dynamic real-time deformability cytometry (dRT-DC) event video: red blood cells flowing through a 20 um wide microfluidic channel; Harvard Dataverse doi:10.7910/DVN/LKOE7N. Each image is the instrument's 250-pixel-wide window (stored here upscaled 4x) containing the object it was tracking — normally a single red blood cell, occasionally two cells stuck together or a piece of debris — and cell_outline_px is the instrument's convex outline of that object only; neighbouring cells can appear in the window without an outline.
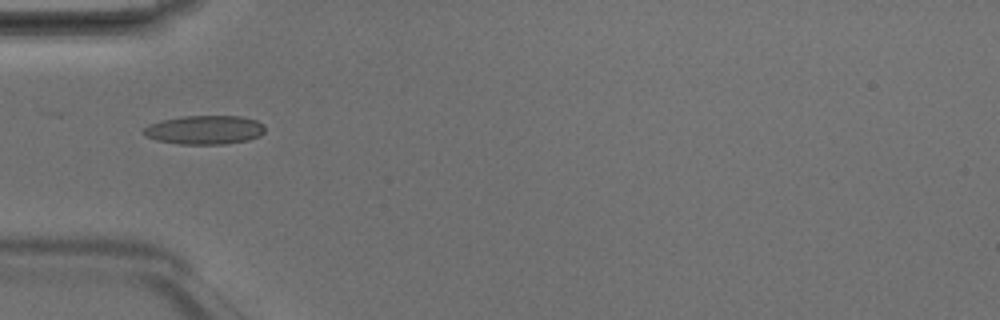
{"species": "Egyptian fruit bat (a non-hibernating species)", "species_latin": "Rousettus aegyptiacus", "temperature_condition": "room temperature", "stored_images_in_passage": 5, "camera_frame_rate_fps": 3000, "um_per_image_px": 0.085, "animal": {"sex": "male"}, "frame": {"image": 1, "passage_image": 5, "time_ms": 1.333, "image_size_px": [1000, 320], "cell_outline_px": [[264, 132], [260, 136], [248, 140], [224, 144], [180, 144], [156, 140], [144, 136], [144, 128], [148, 124], [164, 120], [184, 116], [240, 116], [256, 120], [264, 124]], "centroid_in_image_um": [17.41, 11.04], "position_along_channel_um": 67.6, "area_um2": 20.4}}